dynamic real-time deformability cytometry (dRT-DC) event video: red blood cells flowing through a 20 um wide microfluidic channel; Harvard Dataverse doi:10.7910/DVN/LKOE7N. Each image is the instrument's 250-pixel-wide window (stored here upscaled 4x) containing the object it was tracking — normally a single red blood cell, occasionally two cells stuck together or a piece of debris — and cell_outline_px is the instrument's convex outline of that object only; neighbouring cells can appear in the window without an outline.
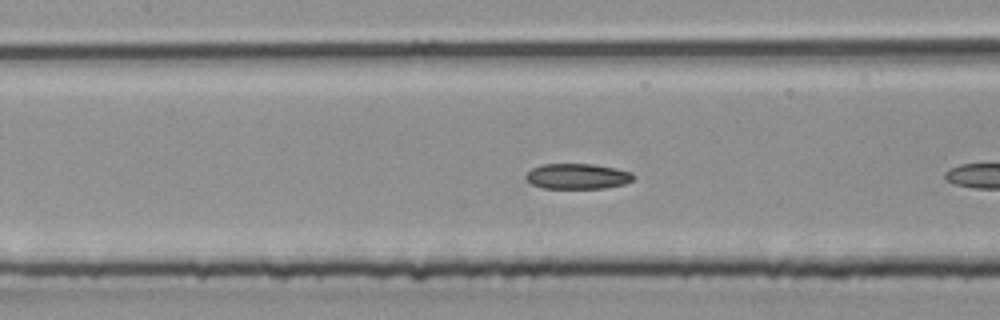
{"species": "common noctule bat (a hibernating species)", "species_latin": "Nyctalus noctula", "temperature_condition": "room temperature", "stored_images_in_passage": 8, "camera_frame_rate_fps": 3000, "um_per_image_px": 0.085, "animal": {"sex": "male", "body_mass_g": 20.4}, "frame": {"image": 1, "passage_image": 7, "time_ms": 2.0, "image_size_px": [1000, 320], "cell_outline_px": [[636, 176], [632, 180], [624, 184], [604, 188], [544, 188], [532, 184], [524, 176], [532, 168], [540, 164], [596, 164], [616, 168], [632, 172]], "centroid_in_image_um": [49.1, 14.97], "position_along_channel_um": 158.3, "area_um2": 16.01}}